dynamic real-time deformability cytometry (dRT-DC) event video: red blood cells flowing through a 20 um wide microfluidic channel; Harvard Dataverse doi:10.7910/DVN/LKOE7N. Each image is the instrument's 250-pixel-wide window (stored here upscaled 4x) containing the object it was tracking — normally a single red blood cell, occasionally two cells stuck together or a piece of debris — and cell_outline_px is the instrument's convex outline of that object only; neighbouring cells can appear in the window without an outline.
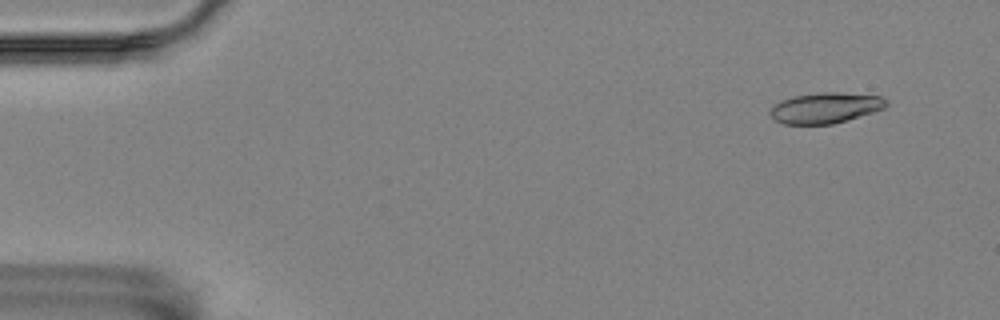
{"species": "Egyptian fruit bat (a non-hibernating species)", "species_latin": "Rousettus aegyptiacus", "temperature_condition": "room temperature", "stored_images_in_passage": 54, "camera_frame_rate_fps": 3000, "um_per_image_px": 0.085, "animal": {"sex": "female"}, "frame": {"image": 1, "passage_image": 1, "time_ms": 0.0, "image_size_px": [1000, 320], "cell_outline_px": [[888, 104], [884, 108], [872, 112], [832, 124], [784, 124], [772, 120], [768, 112], [780, 100], [792, 96], [824, 92], [840, 92], [880, 96], [888, 100]], "centroid_in_image_um": [70.12, 9.16], "position_along_channel_um": 14.9, "area_um2": 20.75}}
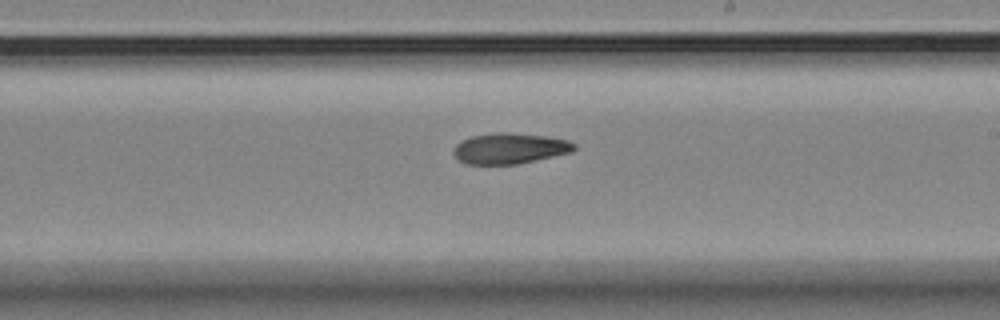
{"frame": {"image": 2, "passage_image": 30, "time_ms": 9.667, "image_size_px": [1000, 320], "cell_outline_px": [[576, 148], [572, 152], [516, 164], [464, 164], [452, 152], [456, 144], [460, 140], [472, 136], [492, 132], [508, 132], [544, 136], [568, 140], [576, 144]], "centroid_in_image_um": [43.3, 12.6], "position_along_channel_um": 245.7, "area_um2": 21.62}}
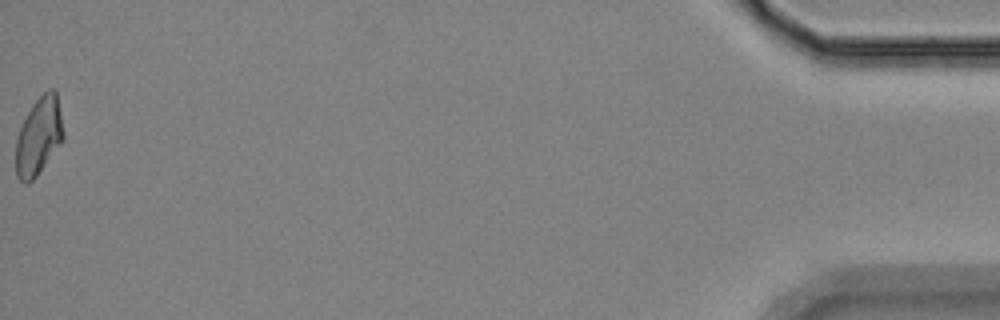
{"frame": {"image": 3, "passage_image": 54, "time_ms": 17.667, "image_size_px": [1000, 320], "cell_outline_px": [[64, 140], [36, 176], [28, 184], [20, 180], [16, 176], [16, 140], [20, 128], [32, 104], [48, 88], [56, 88], [64, 132]], "centroid_in_image_um": [3.32, 11.55], "position_along_channel_um": 431.9, "area_um2": 21.56}, "authors_computed_cell_mechanics": {"area_um2": 21.6461, "velocity_mm_per_s": 3.5029, "shape_relaxation_time_tau1_ms": 8.7036, "shape_relaxation_time_tau2_ms": null, "deformation_change_tau1": 0.1516, "deformation_change_tau2": null}}